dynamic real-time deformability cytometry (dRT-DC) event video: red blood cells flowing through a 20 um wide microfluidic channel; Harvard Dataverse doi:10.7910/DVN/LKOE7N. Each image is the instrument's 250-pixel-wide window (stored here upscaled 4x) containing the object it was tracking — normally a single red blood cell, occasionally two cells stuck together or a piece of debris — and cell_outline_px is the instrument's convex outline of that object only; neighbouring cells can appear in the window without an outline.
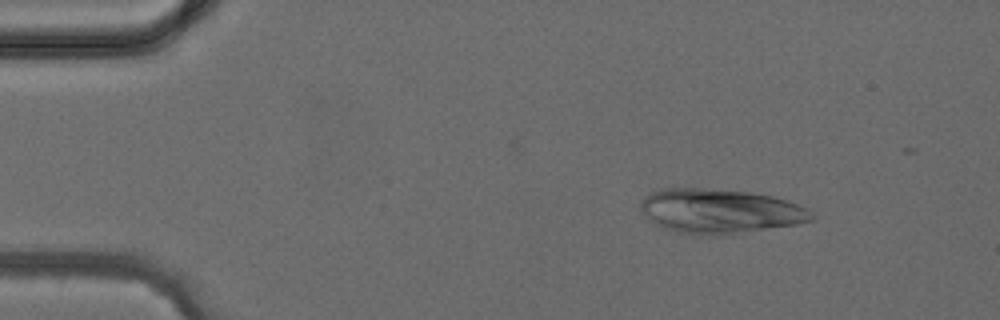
{"species": "common noctule bat (a hibernating species)", "species_latin": "Nyctalus noctula", "temperature_condition": "cold", "stored_images_in_passage": 3, "camera_frame_rate_fps": 3000, "um_per_image_px": 0.085, "animal": {"sex": "female", "body_mass_g": 24.6, "forearm_length_mm": 56.2}, "frame": {"image": 1, "passage_image": 3, "time_ms": 4.333, "image_size_px": [1000, 320], "cell_outline_px": [[816, 216], [812, 220], [796, 224], [724, 236], [708, 236], [676, 232], [664, 228], [648, 220], [640, 212], [640, 200], [644, 196], [660, 188], [700, 188], [752, 192], [772, 196], [788, 200], [808, 208]], "centroid_in_image_um": [61.18, 17.96], "position_along_channel_um": 23.8, "area_um2": 45.03}}